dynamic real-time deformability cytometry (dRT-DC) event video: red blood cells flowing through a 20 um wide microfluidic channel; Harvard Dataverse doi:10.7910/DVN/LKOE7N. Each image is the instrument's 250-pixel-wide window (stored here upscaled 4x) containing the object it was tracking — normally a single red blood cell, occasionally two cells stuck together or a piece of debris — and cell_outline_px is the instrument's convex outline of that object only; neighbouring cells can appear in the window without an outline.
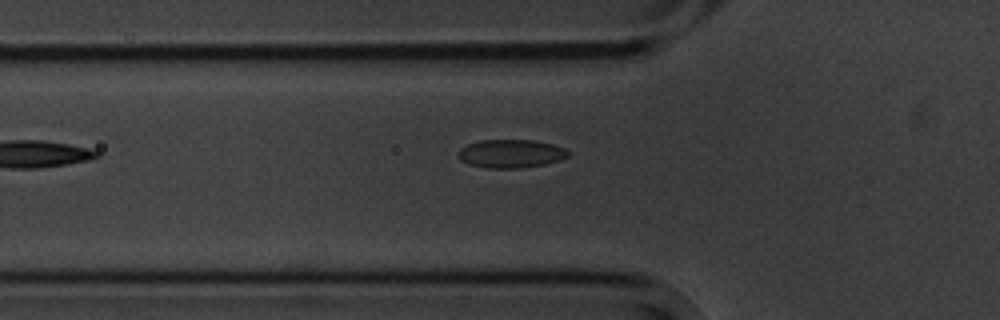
{"species": "common noctule bat (a hibernating species)", "species_latin": "Nyctalus noctula", "temperature_condition": "cold", "stored_images_in_passage": 3, "camera_frame_rate_fps": 3000, "um_per_image_px": 0.085, "animal": {"sex": "male", "body_mass_g": 20.1, "forearm_length_mm": 53.5}, "frame": {"image": 1, "passage_image": 3, "time_ms": 2.667, "image_size_px": [1000, 320], "cell_outline_px": [[568, 156], [560, 160], [544, 164], [520, 168], [488, 168], [468, 164], [460, 160], [456, 156], [456, 152], [460, 148], [468, 144], [480, 140], [532, 140], [552, 144], [564, 148], [568, 152]], "centroid_in_image_um": [43.36, 13.06], "position_along_channel_um": 82.4, "area_um2": 18.21}}